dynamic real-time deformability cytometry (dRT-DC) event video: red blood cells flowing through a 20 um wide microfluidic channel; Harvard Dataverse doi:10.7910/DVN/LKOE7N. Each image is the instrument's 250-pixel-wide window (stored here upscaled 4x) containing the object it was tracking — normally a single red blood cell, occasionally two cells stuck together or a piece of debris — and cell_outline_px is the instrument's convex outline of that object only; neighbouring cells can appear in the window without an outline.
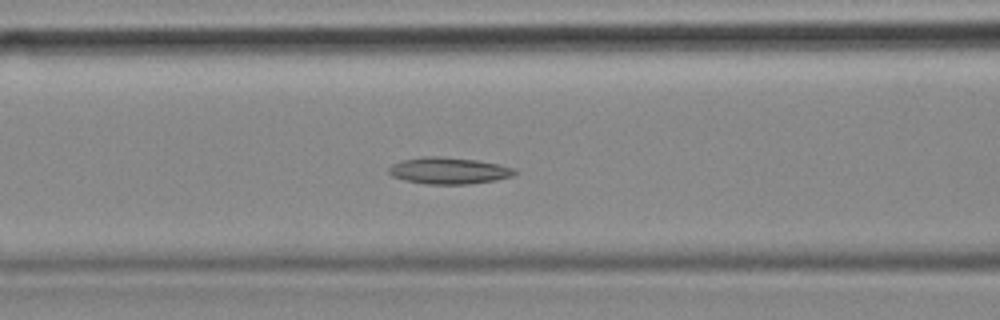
{"species": "common noctule bat (a hibernating species)", "species_latin": "Nyctalus noctula", "temperature_condition": "cold", "stored_images_in_passage": 22, "camera_frame_rate_fps": 3000, "um_per_image_px": 0.085, "animal": {"sex": "female", "body_mass_g": 18.4}, "frame": {"image": 1, "passage_image": 10, "time_ms": 3.0, "image_size_px": [1000, 320], "cell_outline_px": [[520, 172], [512, 176], [496, 180], [468, 184], [424, 184], [404, 180], [392, 176], [388, 172], [388, 168], [392, 164], [400, 160], [424, 156], [444, 156], [476, 160], [500, 164], [516, 168]], "centroid_in_image_um": [38.16, 14.5], "position_along_channel_um": 128.4, "area_um2": 19.88}}
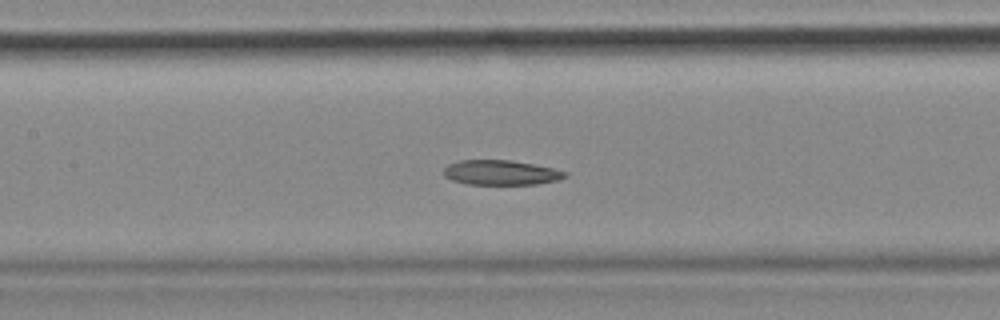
{"frame": {"image": 2, "passage_image": 13, "time_ms": 4.0, "image_size_px": [1000, 320], "cell_outline_px": [[568, 176], [556, 180], [536, 184], [468, 184], [452, 180], [444, 176], [444, 168], [448, 164], [460, 160], [512, 160], [552, 168], [568, 172]], "centroid_in_image_um": [42.56, 14.66], "position_along_channel_um": 164.8, "area_um2": 17.46}}